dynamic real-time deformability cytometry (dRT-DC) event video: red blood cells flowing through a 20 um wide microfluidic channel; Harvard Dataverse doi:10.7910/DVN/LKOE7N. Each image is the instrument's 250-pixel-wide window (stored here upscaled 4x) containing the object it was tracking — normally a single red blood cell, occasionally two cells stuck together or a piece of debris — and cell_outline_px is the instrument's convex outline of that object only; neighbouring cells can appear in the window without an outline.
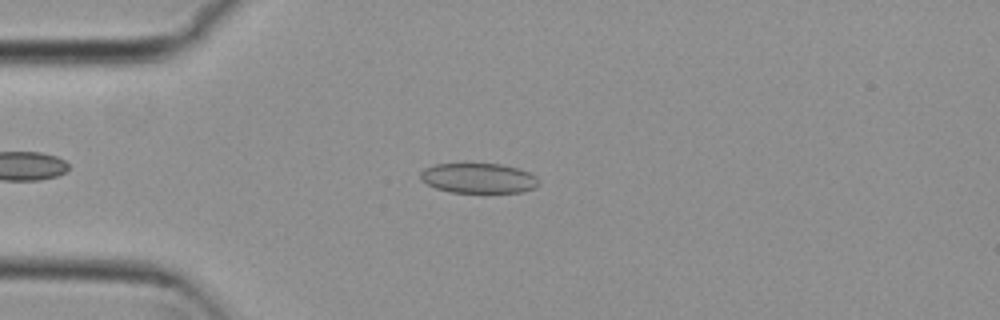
{"species": "common noctule bat (a hibernating species)", "species_latin": "Nyctalus noctula", "temperature_condition": "cold", "stored_images_in_passage": 47, "camera_frame_rate_fps": 3000, "um_per_image_px": 0.085, "animal": {"sex": "female", "body_mass_g": 29.2, "forearm_length_mm": 56.3}, "frame": {"image": 1, "passage_image": 10, "time_ms": 3.0, "image_size_px": [1000, 320], "cell_outline_px": [[540, 184], [524, 192], [452, 192], [436, 188], [420, 180], [420, 172], [424, 168], [436, 164], [500, 164], [516, 168], [528, 172], [536, 176]], "centroid_in_image_um": [40.66, 15.14], "position_along_channel_um": 44.3, "area_um2": 20.52}}
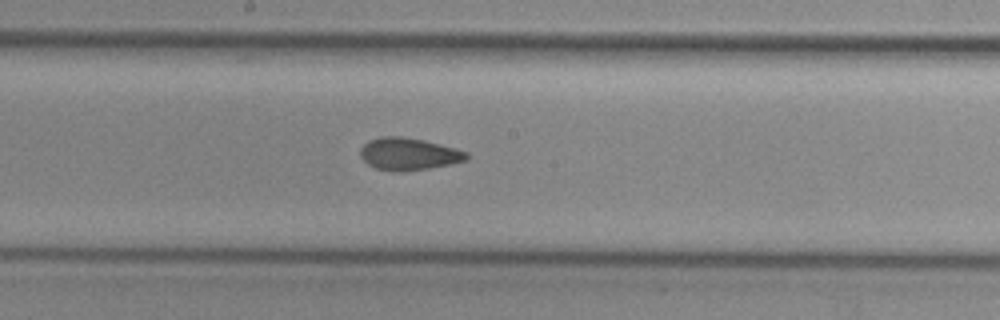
{"frame": {"image": 2, "passage_image": 25, "time_ms": 8.0, "image_size_px": [1000, 320], "cell_outline_px": [[468, 160], [428, 168], [400, 172], [392, 172], [376, 168], [368, 164], [360, 156], [360, 148], [368, 140], [380, 136], [404, 136], [424, 140], [468, 152]], "centroid_in_image_um": [34.69, 13.08], "position_along_channel_um": 213.5, "area_um2": 20.0}}
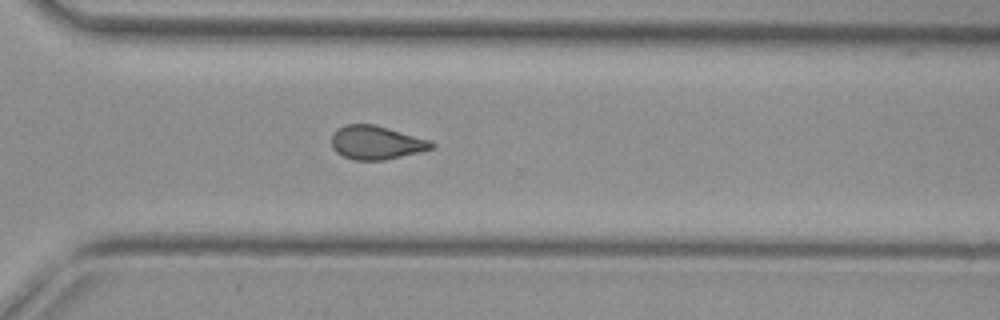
{"frame": {"image": 3, "passage_image": 35, "time_ms": 11.333, "image_size_px": [1000, 320], "cell_outline_px": [[436, 148], [384, 160], [352, 160], [336, 152], [332, 148], [332, 136], [340, 128], [348, 124], [376, 124], [432, 140], [436, 144]], "centroid_in_image_um": [32.05, 12.12], "position_along_channel_um": 338.6, "area_um2": 19.71}, "authors_computed_cell_mechanics": {"area_um2": 19.7676, "velocity_mm_per_s": 3.7638, "shape_relaxation_time_tau1_ms": null, "shape_relaxation_time_tau2_ms": 2.0263, "deformation_change_tau1": null, "deformation_change_tau2": 0.0787}}